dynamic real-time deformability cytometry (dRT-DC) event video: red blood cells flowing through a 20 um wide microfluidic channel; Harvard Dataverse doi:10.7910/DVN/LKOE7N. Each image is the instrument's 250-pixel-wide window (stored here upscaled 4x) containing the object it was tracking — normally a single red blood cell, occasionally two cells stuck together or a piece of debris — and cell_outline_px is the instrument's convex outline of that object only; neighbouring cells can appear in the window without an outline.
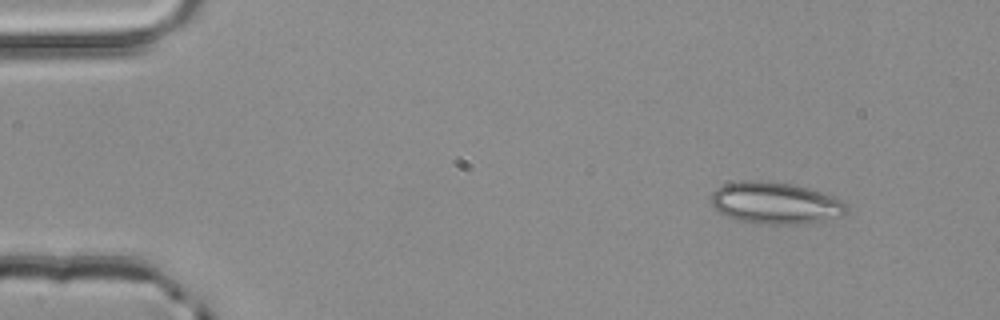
{"species": "common noctule bat (a hibernating species)", "species_latin": "Nyctalus noctula", "temperature_condition": "room temperature", "stored_images_in_passage": 3, "camera_frame_rate_fps": 3000, "um_per_image_px": 0.085, "animal": {"sex": "male", "body_mass_g": 20.4}, "frame": {"image": 1, "passage_image": 1, "time_ms": 0.0, "image_size_px": [1000, 320], "cell_outline_px": [[848, 212], [840, 216], [800, 224], [756, 224], [740, 220], [728, 216], [720, 212], [712, 204], [712, 192], [716, 188], [724, 184], [744, 180], [756, 180], [792, 184], [836, 196], [848, 204]], "centroid_in_image_um": [65.93, 17.25], "position_along_channel_um": 19.1, "area_um2": 32.89}}